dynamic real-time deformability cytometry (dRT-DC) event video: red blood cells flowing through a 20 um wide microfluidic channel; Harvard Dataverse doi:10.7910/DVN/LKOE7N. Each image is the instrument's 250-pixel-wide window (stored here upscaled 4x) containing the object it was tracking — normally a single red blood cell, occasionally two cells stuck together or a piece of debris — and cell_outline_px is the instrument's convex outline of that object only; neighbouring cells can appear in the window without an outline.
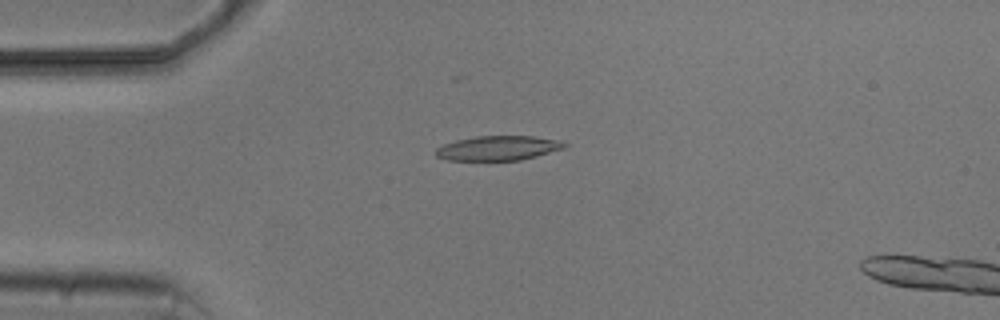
{"species": "common noctule bat (a hibernating species)", "species_latin": "Nyctalus noctula", "temperature_condition": "cold", "stored_images_in_passage": 5, "camera_frame_rate_fps": 3000, "um_per_image_px": 0.085, "animal": {"sex": "male", "body_mass_g": 20.5, "forearm_length_mm": 52.5}, "frame": {"image": 1, "passage_image": 4, "time_ms": 3.333, "image_size_px": [1000, 320], "cell_outline_px": [[568, 144], [564, 148], [536, 156], [520, 160], [448, 160], [436, 156], [436, 148], [444, 144], [456, 140], [476, 136], [532, 136], [564, 140]], "centroid_in_image_um": [42.38, 12.58], "position_along_channel_um": 42.6, "area_um2": 18.44}}